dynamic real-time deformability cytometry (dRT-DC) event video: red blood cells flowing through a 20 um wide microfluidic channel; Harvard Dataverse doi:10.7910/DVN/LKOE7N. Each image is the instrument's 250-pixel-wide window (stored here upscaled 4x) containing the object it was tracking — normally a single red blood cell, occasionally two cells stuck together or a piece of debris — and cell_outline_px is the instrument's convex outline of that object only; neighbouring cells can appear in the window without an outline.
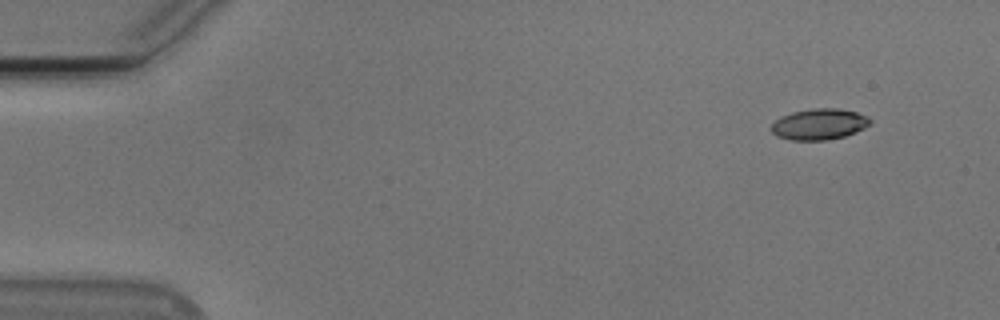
{"species": "Egyptian fruit bat (a non-hibernating species)", "species_latin": "Rousettus aegyptiacus", "temperature_condition": "cold", "stored_images_in_passage": 51, "camera_frame_rate_fps": 3000, "um_per_image_px": 0.085, "animal": {"sex": "male"}, "frame": {"image": 1, "passage_image": 1, "time_ms": 0.0, "image_size_px": [1000, 320], "cell_outline_px": [[872, 124], [856, 132], [844, 136], [828, 140], [792, 140], [776, 136], [772, 132], [772, 124], [776, 120], [792, 112], [812, 108], [836, 108], [856, 112], [868, 116], [872, 120]], "centroid_in_image_um": [69.68, 10.56], "position_along_channel_um": 15.3, "area_um2": 17.86}}
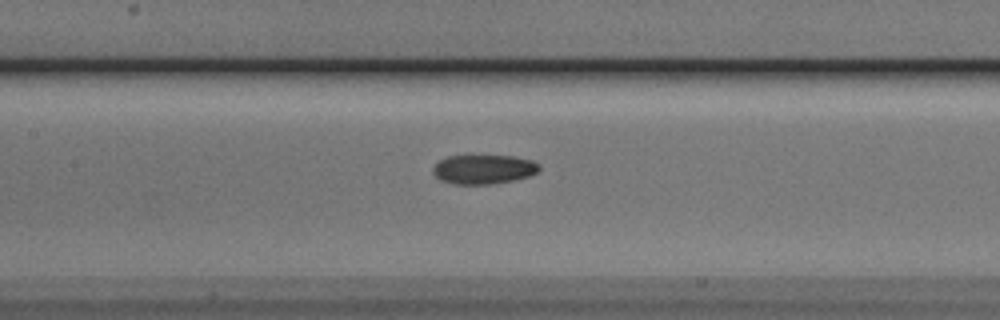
{"frame": {"image": 2, "passage_image": 22, "time_ms": 7.0, "image_size_px": [1000, 320], "cell_outline_px": [[540, 168], [536, 172], [528, 176], [512, 180], [492, 184], [452, 184], [440, 180], [432, 172], [432, 168], [440, 160], [448, 156], [512, 156], [532, 160], [540, 164]], "centroid_in_image_um": [41.09, 14.39], "position_along_channel_um": 166.3, "area_um2": 18.03}}
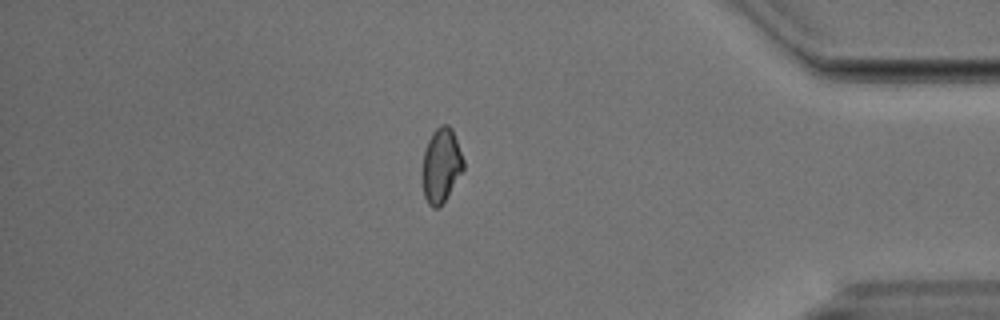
{"frame": {"image": 3, "passage_image": 43, "time_ms": 14.0, "image_size_px": [1000, 320], "cell_outline_px": [[464, 168], [440, 208], [432, 208], [428, 204], [424, 196], [424, 152], [428, 140], [432, 132], [440, 124], [448, 124], [452, 128], [464, 160]], "centroid_in_image_um": [37.52, 14.04], "position_along_channel_um": 397.7, "area_um2": 17.51}, "authors_computed_cell_mechanics": {"area_um2": 18.207, "velocity_mm_per_s": 3.7736, "shape_relaxation_time_tau1_ms": 6.8863, "shape_relaxation_time_tau2_ms": 6.9034, "deformation_change_tau1": 0.1408, "deformation_change_tau2": 0.0931}}